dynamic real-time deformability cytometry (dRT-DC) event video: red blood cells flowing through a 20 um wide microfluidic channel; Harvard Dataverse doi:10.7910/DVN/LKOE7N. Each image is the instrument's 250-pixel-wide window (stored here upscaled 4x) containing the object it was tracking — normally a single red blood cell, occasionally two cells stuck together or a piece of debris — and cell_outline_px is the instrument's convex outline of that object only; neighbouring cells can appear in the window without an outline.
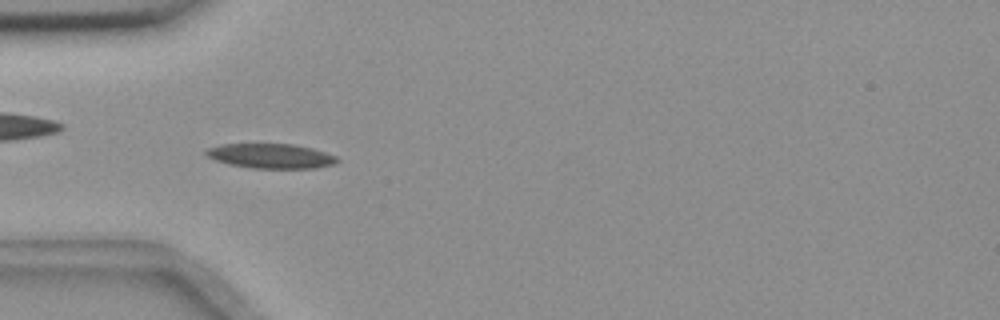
{"species": "common noctule bat (a hibernating species)", "species_latin": "Nyctalus noctula", "temperature_condition": "room temperature", "stored_images_in_passage": 56, "camera_frame_rate_fps": 3000, "um_per_image_px": 0.085, "animal": {"sex": "female", "body_mass_g": 18.4}, "frame": {"image": 1, "passage_image": 17, "time_ms": 5.333, "image_size_px": [1000, 320], "cell_outline_px": [[340, 160], [336, 164], [316, 168], [252, 168], [228, 164], [216, 160], [208, 156], [204, 152], [208, 148], [220, 144], [292, 144], [312, 148], [336, 156]], "centroid_in_image_um": [23.04, 13.26], "position_along_channel_um": 62.0, "area_um2": 18.84}}
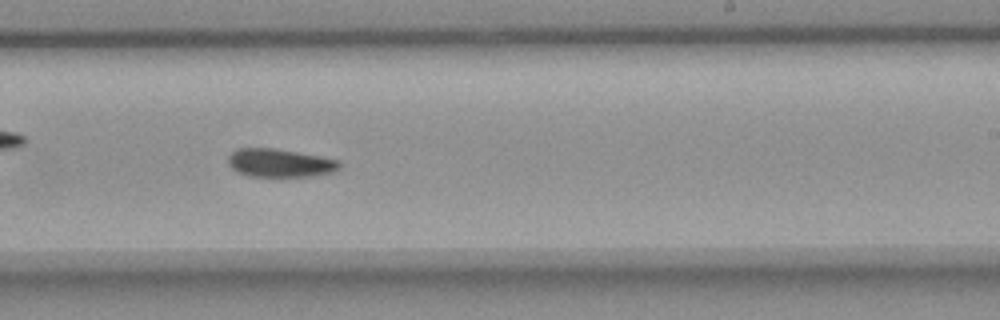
{"frame": {"image": 2, "passage_image": 34, "time_ms": 11.0, "image_size_px": [1000, 320], "cell_outline_px": [[340, 168], [336, 172], [312, 176], [248, 176], [236, 172], [228, 164], [228, 156], [236, 148], [276, 148], [320, 156], [340, 160]], "centroid_in_image_um": [23.8, 13.85], "position_along_channel_um": 265.2, "area_um2": 18.55}}
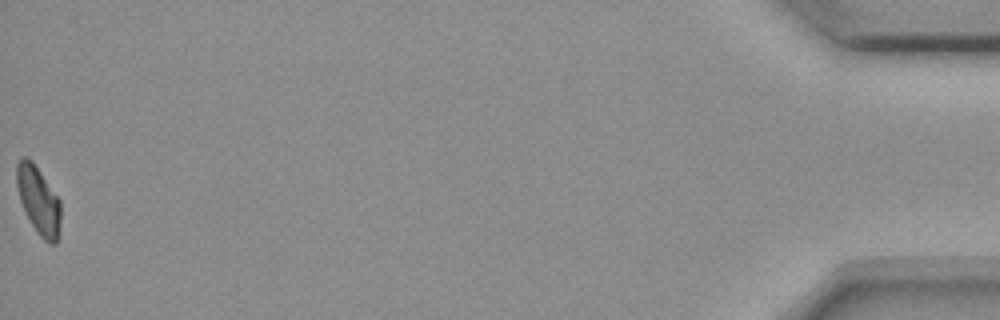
{"frame": {"image": 3, "passage_image": 56, "time_ms": 18.333, "image_size_px": [1000, 320], "cell_outline_px": [[60, 220], [56, 244], [52, 244], [44, 240], [36, 232], [20, 200], [16, 188], [16, 164], [24, 156], [32, 160], [60, 200]], "centroid_in_image_um": [3.26, 17.01], "position_along_channel_um": 431.9, "area_um2": 17.17}, "authors_computed_cell_mechanics": {"area_um2": 18.4093, "velocity_mm_per_s": 3.629, "shape_relaxation_time_tau1_ms": 5.0413, "shape_relaxation_time_tau2_ms": null, "deformation_change_tau1": 0.119, "deformation_change_tau2": null}}